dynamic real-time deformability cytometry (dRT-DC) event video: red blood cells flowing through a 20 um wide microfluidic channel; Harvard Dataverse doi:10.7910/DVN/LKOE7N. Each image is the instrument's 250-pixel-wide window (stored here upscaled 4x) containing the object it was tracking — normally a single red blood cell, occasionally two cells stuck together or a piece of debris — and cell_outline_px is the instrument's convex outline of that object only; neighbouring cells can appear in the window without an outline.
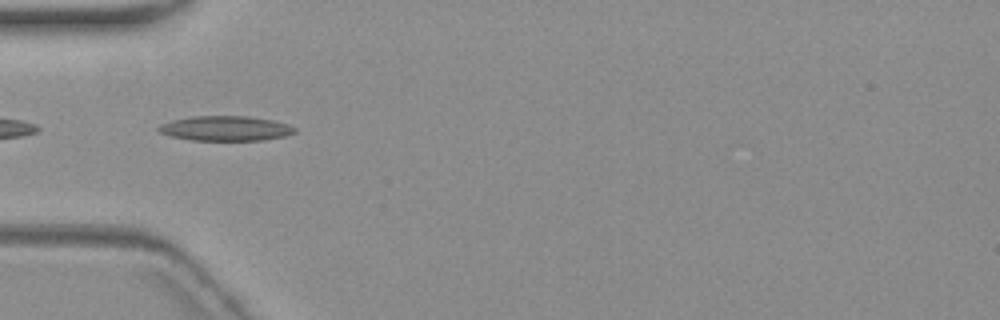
{"species": "common noctule bat (a hibernating species)", "species_latin": "Nyctalus noctula", "temperature_condition": "warm", "stored_images_in_passage": 11, "camera_frame_rate_fps": 3000, "um_per_image_px": 0.085, "animal": {"sex": "female", "body_mass_g": 19.3, "forearm_length_mm": 54.1}, "frame": {"image": 1, "passage_image": 5, "time_ms": 5.667, "image_size_px": [1000, 320], "cell_outline_px": [[296, 132], [284, 136], [264, 140], [192, 140], [172, 136], [160, 132], [156, 128], [160, 124], [172, 120], [192, 116], [248, 116], [272, 120], [288, 124], [296, 128]], "centroid_in_image_um": [19.17, 10.91], "position_along_channel_um": 65.8, "area_um2": 19.65}}
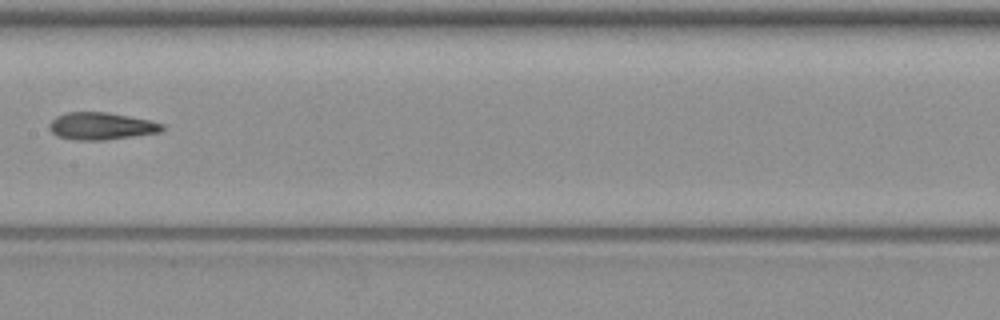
{"frame": {"image": 2, "passage_image": 8, "time_ms": 9.333, "image_size_px": [1000, 320], "cell_outline_px": [[164, 128], [160, 132], [104, 140], [72, 140], [56, 136], [48, 128], [48, 124], [56, 116], [68, 112], [108, 112], [152, 120], [164, 124]], "centroid_in_image_um": [8.59, 10.71], "position_along_channel_um": 198.8, "area_um2": 18.09}}
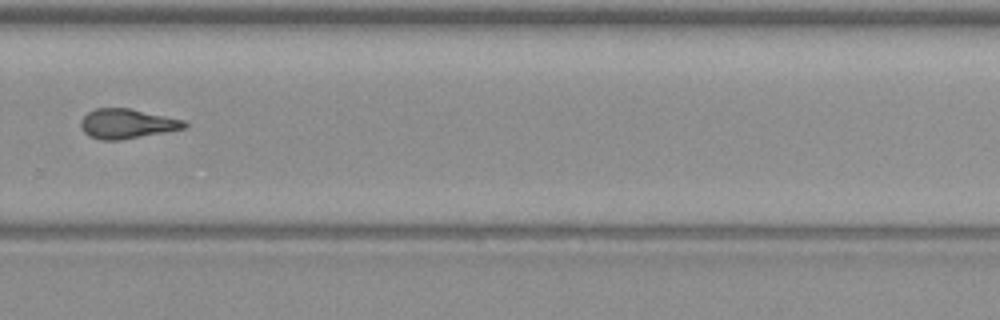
{"frame": {"image": 3, "passage_image": 11, "time_ms": 12.667, "image_size_px": [1000, 320], "cell_outline_px": [[188, 124], [184, 128], [164, 132], [120, 140], [100, 140], [88, 136], [84, 132], [80, 124], [80, 120], [88, 112], [96, 108], [128, 108], [184, 120]], "centroid_in_image_um": [10.75, 10.52], "position_along_channel_um": 319.1, "area_um2": 17.74}}